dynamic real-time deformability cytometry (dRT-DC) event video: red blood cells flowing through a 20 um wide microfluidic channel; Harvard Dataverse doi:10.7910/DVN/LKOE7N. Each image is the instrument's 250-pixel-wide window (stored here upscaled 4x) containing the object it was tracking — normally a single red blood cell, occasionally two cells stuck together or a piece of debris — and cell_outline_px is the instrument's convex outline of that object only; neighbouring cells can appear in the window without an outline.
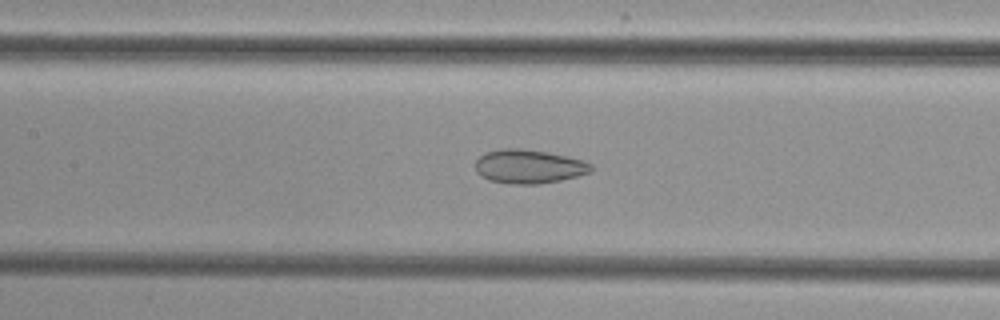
{"species": "common noctule bat (a hibernating species)", "species_latin": "Nyctalus noctula", "temperature_condition": "cold", "stored_images_in_passage": 46, "camera_frame_rate_fps": 3000, "um_per_image_px": 0.085, "animal": {"sex": "female", "body_mass_g": 29.2, "forearm_length_mm": 56.3}, "frame": {"image": 1, "passage_image": 18, "time_ms": 5.667, "image_size_px": [1000, 320], "cell_outline_px": [[596, 168], [592, 172], [560, 180], [540, 184], [508, 184], [488, 180], [480, 176], [476, 172], [476, 160], [480, 156], [488, 152], [504, 148], [520, 148], [548, 152], [584, 160], [592, 164]], "centroid_in_image_um": [44.98, 14.16], "position_along_channel_um": 162.4, "area_um2": 23.06}}
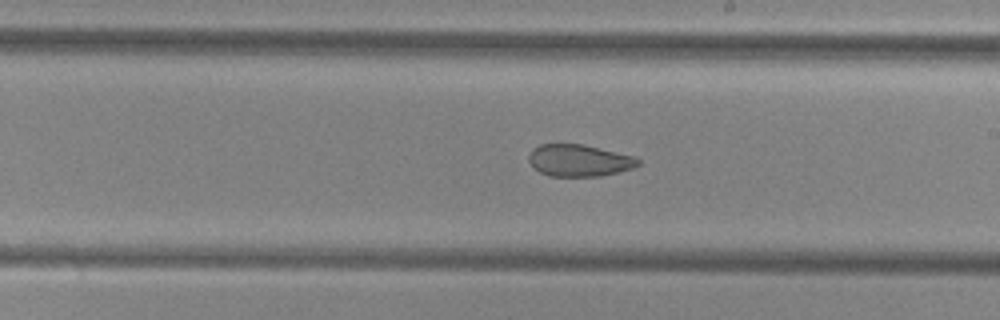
{"frame": {"image": 2, "passage_image": 24, "time_ms": 7.667, "image_size_px": [1000, 320], "cell_outline_px": [[640, 164], [632, 168], [620, 172], [600, 176], [548, 176], [532, 168], [528, 160], [528, 156], [532, 148], [540, 144], [584, 144], [632, 156], [640, 160]], "centroid_in_image_um": [49.18, 13.64], "position_along_channel_um": 239.8, "area_um2": 20.46}}
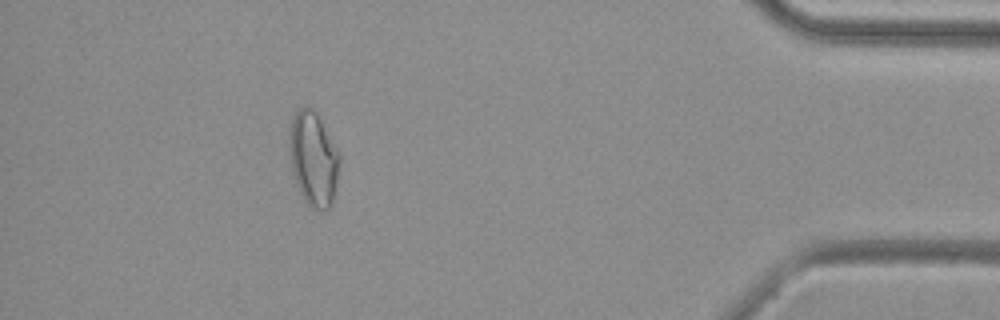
{"frame": {"image": 3, "passage_image": 41, "time_ms": 13.333, "image_size_px": [1000, 320], "cell_outline_px": [[340, 164], [332, 204], [324, 212], [312, 208], [304, 200], [296, 184], [292, 172], [288, 152], [288, 136], [292, 116], [304, 104], [308, 104], [316, 112], [340, 152]], "centroid_in_image_um": [26.62, 13.47], "position_along_channel_um": 408.6, "area_um2": 28.26}}